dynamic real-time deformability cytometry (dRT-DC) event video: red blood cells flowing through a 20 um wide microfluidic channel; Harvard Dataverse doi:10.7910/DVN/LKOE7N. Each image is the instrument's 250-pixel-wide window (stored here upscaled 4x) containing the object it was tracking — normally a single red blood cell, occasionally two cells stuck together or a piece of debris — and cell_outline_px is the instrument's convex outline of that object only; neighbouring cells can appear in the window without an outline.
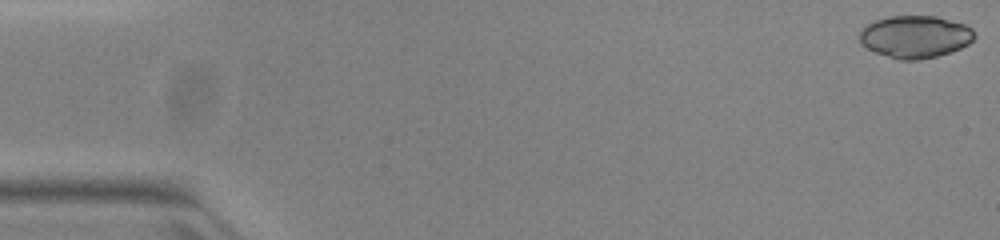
{"species": "common noctule bat (a hibernating species)", "species_latin": "Nyctalus noctula", "temperature_condition": "warm", "stored_images_in_passage": 51, "camera_frame_rate_fps": 3000, "um_per_image_px": 0.085, "animal": {"sex": "female", "body_mass_g": 23.0, "forearm_length_mm": 53.4}, "frame": {"image": 1, "passage_image": 1, "time_ms": 0.0, "image_size_px": [1000, 240], "cell_outline_px": [[976, 36], [968, 44], [960, 48], [936, 56], [920, 60], [900, 60], [876, 52], [860, 44], [860, 32], [868, 24], [876, 20], [888, 16], [936, 16], [964, 24], [972, 28]], "centroid_in_image_um": [77.8, 3.12], "position_along_channel_um": 7.2, "area_um2": 28.15}}
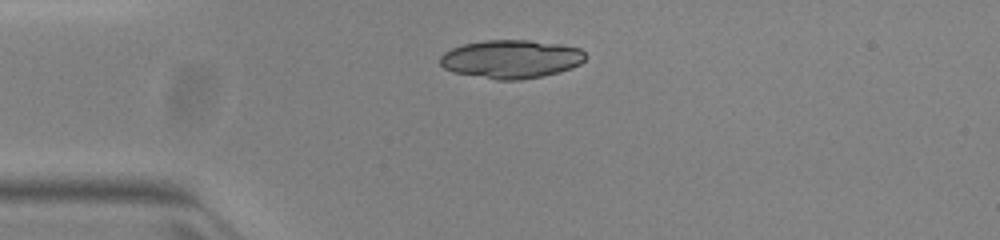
{"frame": {"image": 2, "passage_image": 13, "time_ms": 4.0, "image_size_px": [1000, 240], "cell_outline_px": [[588, 56], [580, 64], [572, 68], [560, 72], [520, 80], [496, 80], [452, 72], [444, 68], [440, 64], [440, 56], [444, 52], [452, 48], [464, 44], [484, 40], [528, 40], [560, 44], [580, 48]], "centroid_in_image_um": [43.45, 5.02], "position_along_channel_um": 41.5, "area_um2": 32.71}}